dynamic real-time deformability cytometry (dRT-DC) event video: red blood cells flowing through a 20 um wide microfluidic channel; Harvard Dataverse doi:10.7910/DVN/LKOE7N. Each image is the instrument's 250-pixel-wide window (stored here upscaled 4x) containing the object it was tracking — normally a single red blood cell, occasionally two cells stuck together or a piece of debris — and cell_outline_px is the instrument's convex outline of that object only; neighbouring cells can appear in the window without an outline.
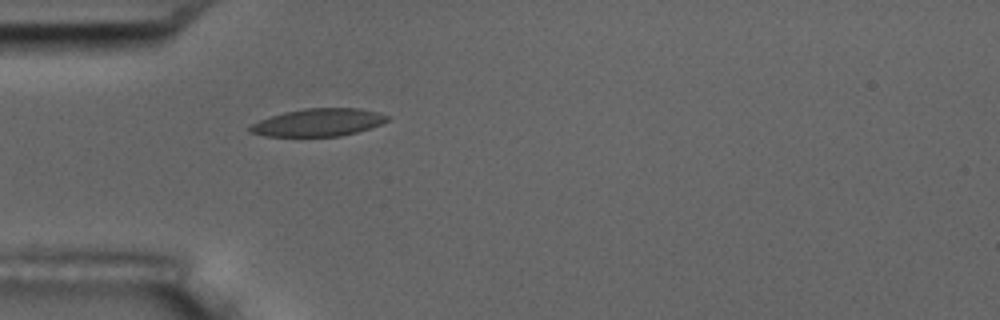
{"species": "common noctule bat (a hibernating species)", "species_latin": "Nyctalus noctula", "temperature_condition": "room temperature", "stored_images_in_passage": 40, "camera_frame_rate_fps": 3000, "um_per_image_px": 0.085, "animal": {"sex": "male", "body_mass_g": 17.5, "forearm_length_mm": 52.3}, "frame": {"image": 1, "passage_image": 1, "time_ms": 0.0, "image_size_px": [1000, 320], "cell_outline_px": [[392, 116], [388, 120], [380, 124], [356, 132], [340, 136], [264, 136], [248, 132], [248, 128], [252, 124], [260, 120], [284, 112], [304, 108], [360, 108]], "centroid_in_image_um": [27.05, 10.4], "position_along_channel_um": 58.0, "area_um2": 22.02}}
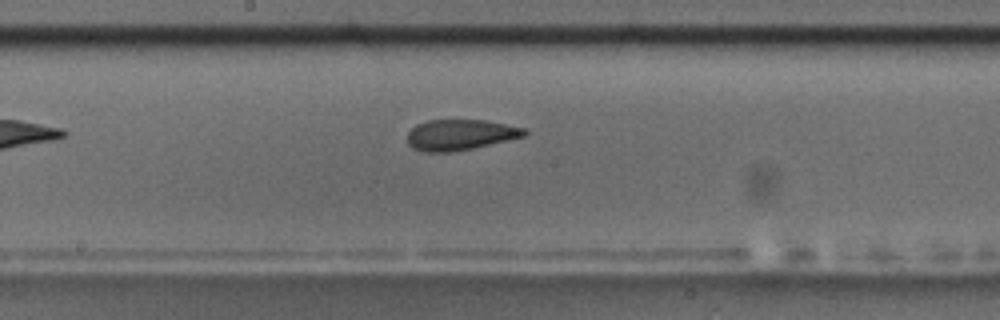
{"frame": {"image": 2, "passage_image": 14, "time_ms": 4.333, "image_size_px": [1000, 320], "cell_outline_px": [[528, 132], [524, 136], [508, 140], [472, 148], [452, 152], [424, 152], [412, 148], [408, 144], [408, 132], [416, 124], [428, 120], [484, 120], [524, 128]], "centroid_in_image_um": [39.08, 11.46], "position_along_channel_um": 209.1, "area_um2": 20.81}}
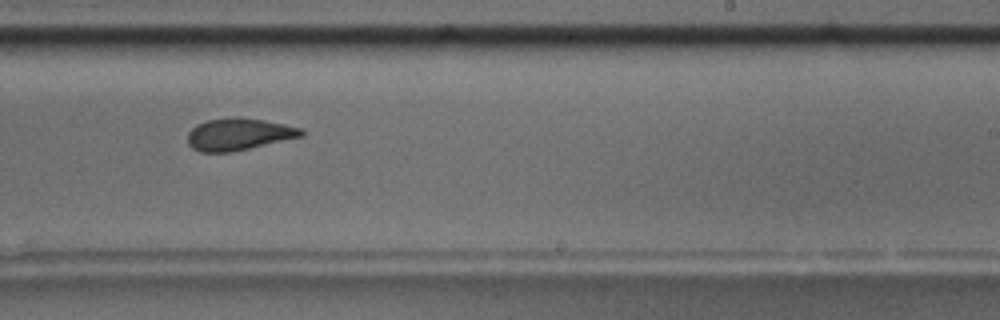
{"frame": {"image": 3, "passage_image": 19, "time_ms": 6.0, "image_size_px": [1000, 320], "cell_outline_px": [[304, 136], [232, 152], [200, 152], [192, 148], [188, 144], [188, 132], [196, 124], [208, 120], [232, 116], [236, 116], [264, 120], [284, 124], [300, 128], [304, 132]], "centroid_in_image_um": [20.27, 11.4], "position_along_channel_um": 268.7, "area_um2": 21.33}, "authors_computed_cell_mechanics": {"area_um2": 21.7617, "velocity_mm_per_s": 3.5843, "shape_relaxation_time_tau1_ms": 6.1037, "shape_relaxation_time_tau2_ms": 2.4466, "deformation_change_tau1": 0.144, "deformation_change_tau2": 0.0897}}